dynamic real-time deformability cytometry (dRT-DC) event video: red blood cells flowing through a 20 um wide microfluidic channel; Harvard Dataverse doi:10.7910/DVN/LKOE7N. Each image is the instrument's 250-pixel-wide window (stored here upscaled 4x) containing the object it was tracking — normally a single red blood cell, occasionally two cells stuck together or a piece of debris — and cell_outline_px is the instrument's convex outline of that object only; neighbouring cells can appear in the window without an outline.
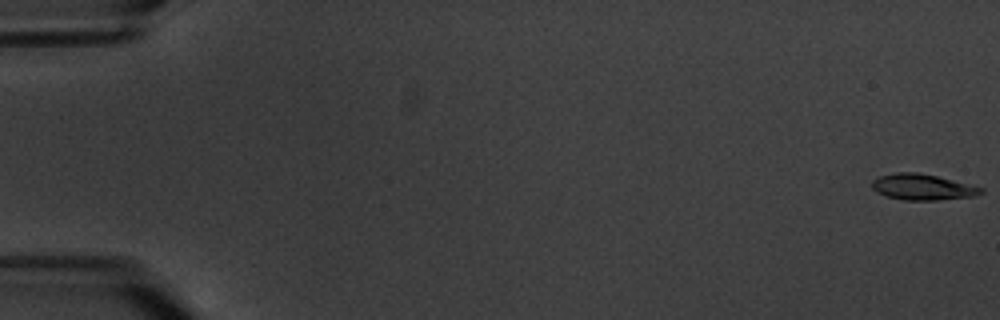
{"species": "common noctule bat (a hibernating species)", "species_latin": "Nyctalus noctula", "temperature_condition": "warm", "stored_images_in_passage": 6, "camera_frame_rate_fps": 3000, "um_per_image_px": 0.085, "animal": {"sex": "male", "body_mass_g": 20.1, "forearm_length_mm": 53.5}, "frame": {"image": 1, "passage_image": 1, "time_ms": 0.0, "image_size_px": [1000, 320], "cell_outline_px": [[984, 192], [976, 196], [936, 200], [904, 200], [888, 196], [876, 192], [872, 188], [872, 180], [880, 176], [896, 172], [916, 172], [936, 176], [984, 188]], "centroid_in_image_um": [78.41, 15.9], "position_along_channel_um": 6.6, "area_um2": 16.36}}
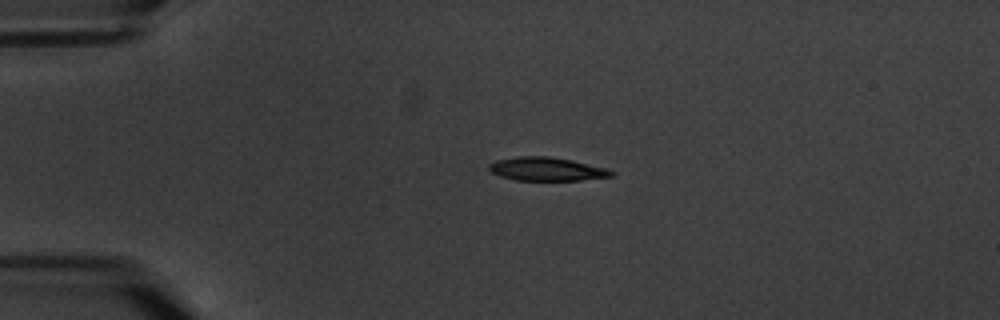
{"frame": {"image": 2, "passage_image": 5, "time_ms": 4.667, "image_size_px": [1000, 320], "cell_outline_px": [[616, 172], [612, 176], [580, 180], [516, 180], [500, 176], [492, 172], [488, 168], [488, 164], [496, 160], [516, 156], [548, 156], [572, 160], [608, 168]], "centroid_in_image_um": [46.47, 14.36], "position_along_channel_um": 38.5, "area_um2": 16.82}}